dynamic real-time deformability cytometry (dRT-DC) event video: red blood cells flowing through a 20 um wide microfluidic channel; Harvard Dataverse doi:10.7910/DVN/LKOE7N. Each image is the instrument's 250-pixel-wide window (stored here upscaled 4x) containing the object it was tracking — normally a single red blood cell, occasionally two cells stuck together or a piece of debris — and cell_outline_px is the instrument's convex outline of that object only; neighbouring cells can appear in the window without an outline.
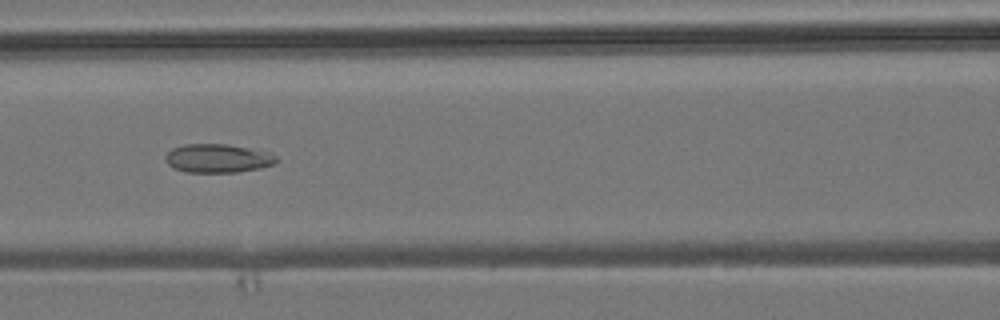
{"species": "common noctule bat (a hibernating species)", "species_latin": "Nyctalus noctula", "temperature_condition": "room temperature", "stored_images_in_passage": 9, "camera_frame_rate_fps": 3000, "um_per_image_px": 0.085, "animal": {"sex": "male", "body_mass_g": 19.2, "forearm_length_mm": 51.8}, "frame": {"image": 1, "passage_image": 7, "time_ms": 7.0, "image_size_px": [1000, 320], "cell_outline_px": [[276, 164], [260, 168], [236, 172], [188, 172], [172, 168], [168, 164], [164, 156], [172, 148], [184, 144], [228, 144], [248, 148], [264, 152], [276, 156]], "centroid_in_image_um": [18.46, 13.46], "position_along_channel_um": 148.1, "area_um2": 18.38}}
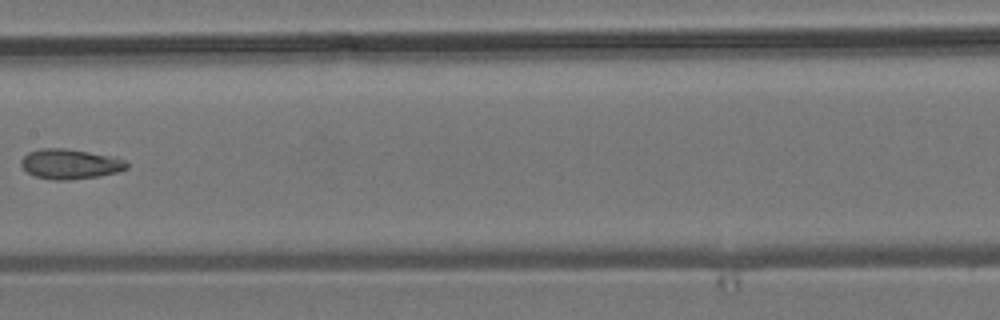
{"frame": {"image": 2, "passage_image": 8, "time_ms": 8.333, "image_size_px": [1000, 320], "cell_outline_px": [[128, 168], [120, 172], [96, 176], [68, 180], [52, 180], [36, 176], [28, 172], [20, 164], [20, 160], [28, 152], [40, 148], [64, 148], [116, 156], [124, 160], [128, 164]], "centroid_in_image_um": [5.98, 13.93], "position_along_channel_um": 201.4, "area_um2": 18.55}}
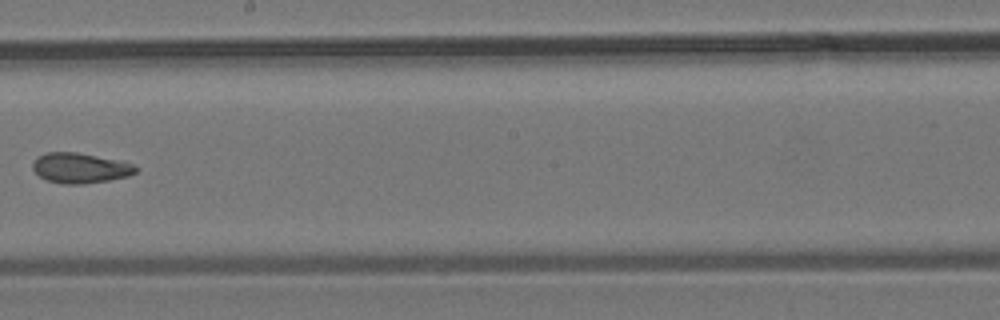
{"frame": {"image": 3, "passage_image": 9, "time_ms": 9.333, "image_size_px": [1000, 320], "cell_outline_px": [[140, 168], [136, 172], [128, 176], [108, 180], [80, 184], [64, 184], [48, 180], [40, 176], [32, 168], [32, 164], [36, 156], [44, 152], [76, 152], [120, 160], [132, 164]], "centroid_in_image_um": [6.81, 14.26], "position_along_channel_um": 241.4, "area_um2": 18.15}}